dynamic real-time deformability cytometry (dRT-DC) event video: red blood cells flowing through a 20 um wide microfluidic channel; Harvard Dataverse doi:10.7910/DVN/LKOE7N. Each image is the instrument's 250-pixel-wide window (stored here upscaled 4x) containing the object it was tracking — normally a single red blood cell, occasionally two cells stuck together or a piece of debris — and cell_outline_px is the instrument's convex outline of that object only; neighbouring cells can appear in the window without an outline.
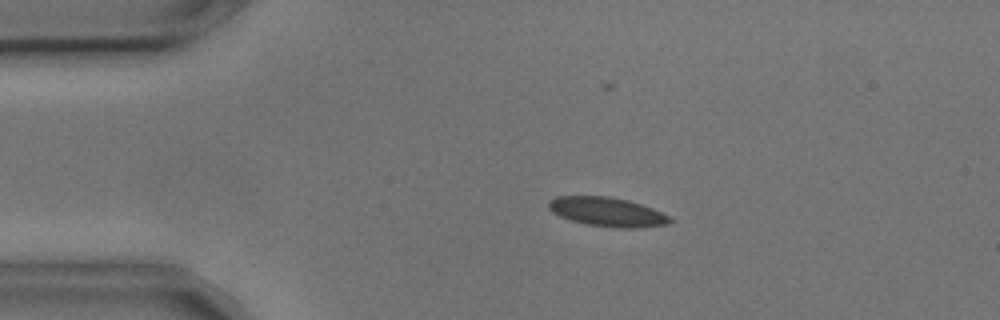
{"species": "common noctule bat (a hibernating species)", "species_latin": "Nyctalus noctula", "temperature_condition": "cold", "stored_images_in_passage": 3, "camera_frame_rate_fps": 3000, "um_per_image_px": 0.085, "animal": {"sex": "male", "body_mass_g": 17.9, "forearm_length_mm": 54.2}, "frame": {"image": 1, "passage_image": 2, "time_ms": 0.333, "image_size_px": [1000, 320], "cell_outline_px": [[676, 220], [668, 224], [636, 228], [620, 228], [588, 224], [572, 220], [560, 216], [552, 212], [548, 208], [548, 200], [556, 196], [608, 196], [628, 200], [652, 208], [672, 216]], "centroid_in_image_um": [51.65, 18.0], "position_along_channel_um": 33.3, "area_um2": 20.69}}